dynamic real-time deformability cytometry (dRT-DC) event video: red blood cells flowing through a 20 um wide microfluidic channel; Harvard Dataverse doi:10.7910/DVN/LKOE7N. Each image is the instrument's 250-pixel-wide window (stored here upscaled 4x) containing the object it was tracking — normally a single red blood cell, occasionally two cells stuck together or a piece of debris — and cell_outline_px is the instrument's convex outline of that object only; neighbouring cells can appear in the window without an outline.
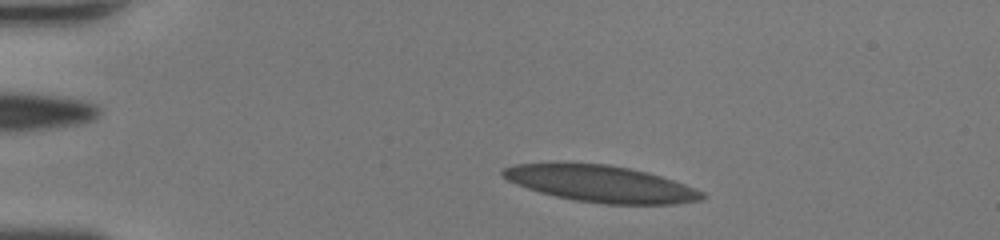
{"species": "human", "species_latin": "Homo sapiens", "temperature_condition": "room temperature", "stored_images_in_passage": 43, "camera_frame_rate_fps": 3000, "um_per_image_px": 0.085, "donor": {"sex": "female"}, "frame": {"image": 1, "passage_image": 5, "time_ms": 1.333, "image_size_px": [1000, 240], "cell_outline_px": [[708, 196], [700, 200], [676, 204], [604, 204], [572, 200], [540, 192], [516, 184], [500, 176], [500, 172], [504, 168], [516, 164], [556, 160], [608, 164], [648, 172], [696, 188], [704, 192]], "centroid_in_image_um": [51.0, 15.58], "position_along_channel_um": 34.0, "area_um2": 43.47}}
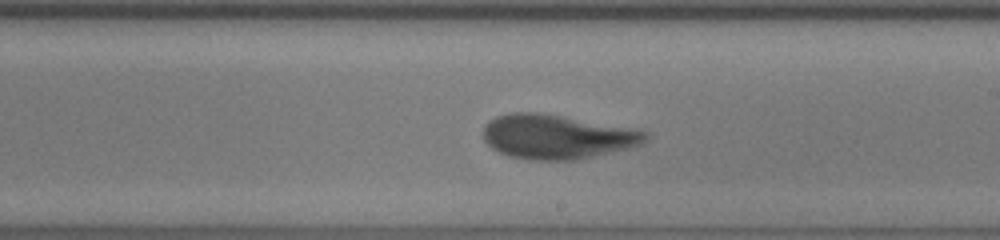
{"frame": {"image": 2, "passage_image": 24, "time_ms": 7.667, "image_size_px": [1000, 240], "cell_outline_px": [[648, 140], [644, 144], [596, 156], [576, 160], [528, 160], [508, 156], [492, 148], [484, 140], [484, 124], [488, 120], [496, 116], [512, 112], [540, 112], [628, 128], [648, 132]], "centroid_in_image_um": [47.31, 11.63], "position_along_channel_um": 241.7, "area_um2": 41.91}}
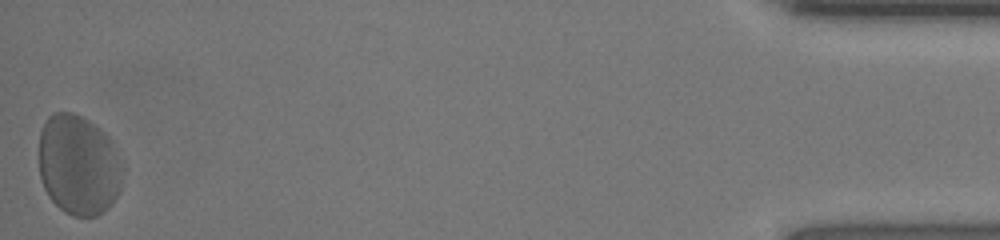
{"frame": {"image": 3, "passage_image": 43, "time_ms": 14.0, "image_size_px": [1000, 240], "cell_outline_px": [[120, 192], [112, 204], [104, 212], [96, 216], [72, 216], [64, 212], [48, 196], [40, 180], [40, 132], [44, 120], [52, 112], [72, 112], [88, 120], [100, 128], [108, 136], [120, 164]], "centroid_in_image_um": [6.64, 14.03], "position_along_channel_um": 428.6, "area_um2": 48.78}, "authors_computed_cell_mechanics": {"area_um2": 43.1188, "velocity_mm_per_s": 4.2899, "shape_relaxation_time_tau1_ms": 3.3168, "shape_relaxation_time_tau2_ms": 1.0837, "deformation_change_tau1": 0.1561, "deformation_change_tau2": 0.0745}}